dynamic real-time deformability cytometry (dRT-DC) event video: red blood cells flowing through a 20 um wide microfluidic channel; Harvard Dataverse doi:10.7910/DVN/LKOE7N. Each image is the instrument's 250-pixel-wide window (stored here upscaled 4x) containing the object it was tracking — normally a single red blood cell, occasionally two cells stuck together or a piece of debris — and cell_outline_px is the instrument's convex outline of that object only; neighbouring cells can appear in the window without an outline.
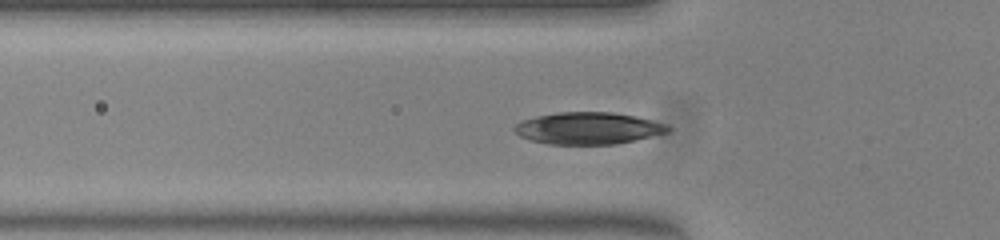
{"species": "common noctule bat (a hibernating species)", "species_latin": "Nyctalus noctula", "temperature_condition": "warm", "stored_images_in_passage": 28, "camera_frame_rate_fps": 3000, "um_per_image_px": 0.085, "animal": {"sex": "female", "body_mass_g": 23.0, "forearm_length_mm": 53.4}, "frame": {"image": 1, "passage_image": 3, "time_ms": 0.667, "image_size_px": [1000, 240], "cell_outline_px": [[672, 128], [668, 132], [616, 144], [548, 144], [532, 140], [520, 136], [512, 128], [520, 120], [536, 116], [560, 112], [612, 112], [636, 116], [668, 124]], "centroid_in_image_um": [50.0, 10.89], "position_along_channel_um": 75.8, "area_um2": 28.55}}
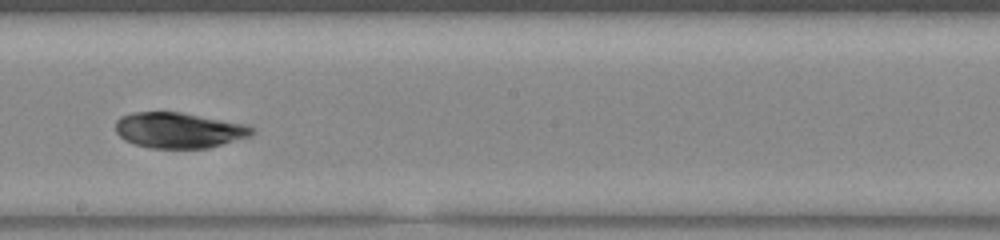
{"frame": {"image": 2, "passage_image": 15, "time_ms": 4.667, "image_size_px": [1000, 240], "cell_outline_px": [[256, 132], [252, 136], [208, 148], [152, 148], [136, 144], [124, 140], [116, 132], [116, 120], [120, 116], [132, 112], [180, 112], [248, 124], [256, 128]], "centroid_in_image_um": [15.25, 11.06], "position_along_channel_um": 232.9, "area_um2": 28.55}}
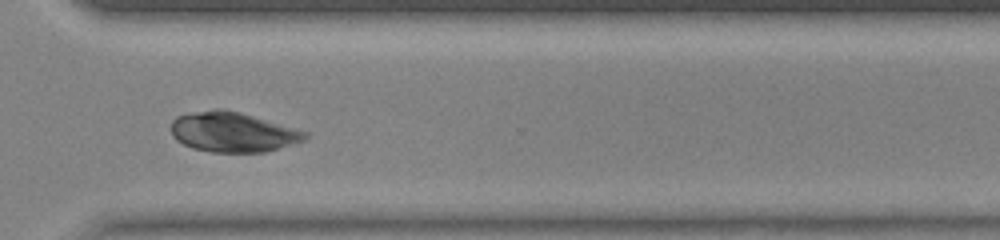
{"frame": {"image": 3, "passage_image": 24, "time_ms": 7.667, "image_size_px": [1000, 240], "cell_outline_px": [[308, 136], [304, 140], [264, 152], [212, 152], [192, 148], [176, 140], [172, 136], [172, 120], [176, 116], [192, 112], [216, 108], [224, 108], [240, 112], [308, 132]], "centroid_in_image_um": [19.75, 11.21], "position_along_channel_um": 350.9, "area_um2": 31.04}, "authors_computed_cell_mechanics": {"area_um2": 28.5532, "velocity_mm_per_s": 3.9222, "shape_relaxation_time_tau1_ms": null, "shape_relaxation_time_tau2_ms": 1.6171, "deformation_change_tau1": null, "deformation_change_tau2": 0.05}}